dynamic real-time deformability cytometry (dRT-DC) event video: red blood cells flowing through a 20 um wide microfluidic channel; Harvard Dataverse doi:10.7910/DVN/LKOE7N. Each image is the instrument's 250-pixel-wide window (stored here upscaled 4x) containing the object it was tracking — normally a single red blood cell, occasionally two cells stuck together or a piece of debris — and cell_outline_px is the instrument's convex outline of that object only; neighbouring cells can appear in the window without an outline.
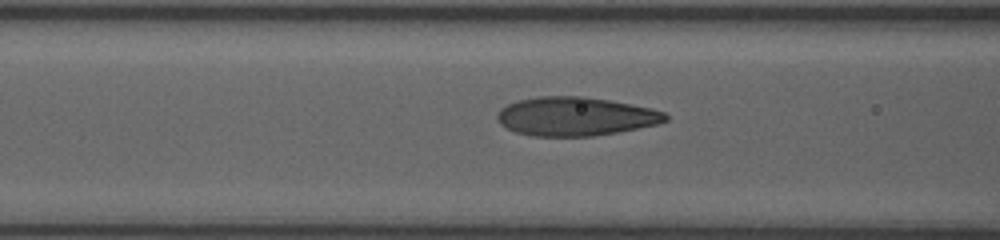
{"species": "human", "species_latin": "Homo sapiens", "temperature_condition": "room temperature", "stored_images_in_passage": 19, "camera_frame_rate_fps": 3000, "um_per_image_px": 0.085, "donor": {"sex": "female"}, "frame": {"image": 1, "passage_image": 12, "time_ms": 6.333, "image_size_px": [1000, 240], "cell_outline_px": [[668, 120], [656, 124], [616, 132], [592, 136], [532, 136], [516, 132], [500, 124], [496, 116], [496, 112], [500, 108], [508, 104], [520, 100], [536, 96], [584, 96], [608, 100], [652, 108], [664, 112], [668, 116]], "centroid_in_image_um": [48.88, 9.89], "position_along_channel_um": 117.7, "area_um2": 37.86}}
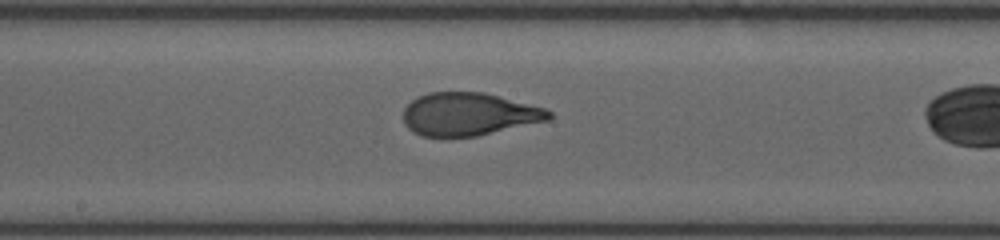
{"frame": {"image": 2, "passage_image": 16, "time_ms": 8.667, "image_size_px": [1000, 240], "cell_outline_px": [[552, 116], [548, 120], [476, 136], [420, 136], [412, 132], [404, 124], [404, 108], [416, 96], [428, 92], [484, 92], [544, 108], [552, 112]], "centroid_in_image_um": [39.81, 9.7], "position_along_channel_um": 208.4, "area_um2": 36.24}}
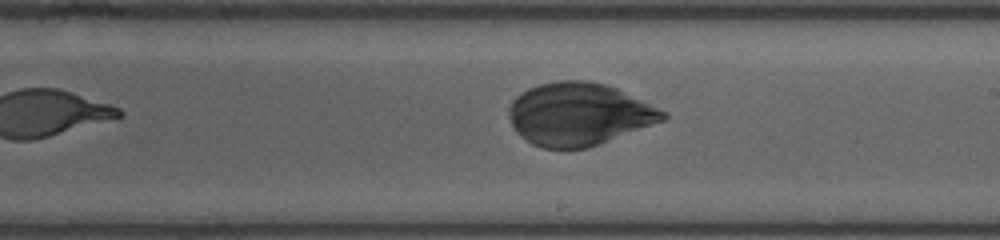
{"frame": {"image": 3, "passage_image": 19, "time_ms": 10.667, "image_size_px": [1000, 240], "cell_outline_px": [[668, 116], [664, 120], [588, 148], [544, 148], [532, 144], [520, 136], [516, 132], [512, 124], [508, 112], [508, 108], [512, 100], [520, 92], [528, 88], [540, 84], [560, 80], [588, 80], [604, 84], [616, 88], [668, 112]], "centroid_in_image_um": [49.18, 9.69], "position_along_channel_um": 239.8, "area_um2": 56.07}}